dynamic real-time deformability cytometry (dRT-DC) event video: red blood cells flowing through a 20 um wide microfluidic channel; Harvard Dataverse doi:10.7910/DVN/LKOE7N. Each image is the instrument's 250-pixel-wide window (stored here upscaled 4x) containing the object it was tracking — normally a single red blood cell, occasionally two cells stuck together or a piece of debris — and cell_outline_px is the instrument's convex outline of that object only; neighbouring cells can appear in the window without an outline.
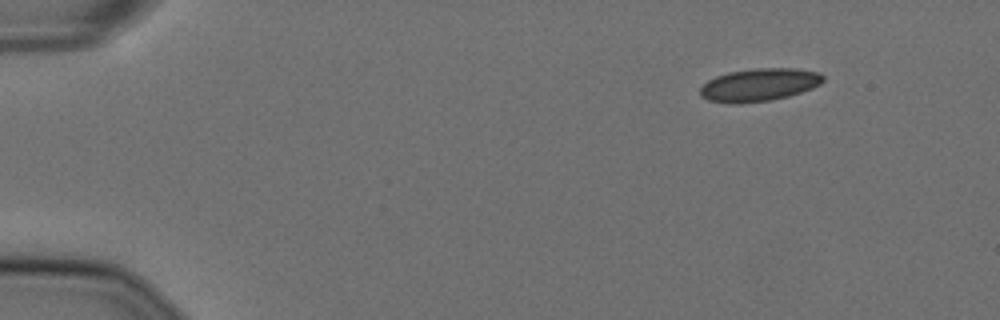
{"species": "Egyptian fruit bat (a non-hibernating species)", "species_latin": "Rousettus aegyptiacus", "temperature_condition": "cold", "stored_images_in_passage": 11, "camera_frame_rate_fps": 3000, "um_per_image_px": 0.085, "animal": {"sex": "female"}, "frame": {"image": 1, "passage_image": 1, "time_ms": 0.0, "image_size_px": [1000, 320], "cell_outline_px": [[824, 80], [820, 84], [812, 88], [788, 96], [772, 100], [740, 104], [728, 104], [708, 100], [700, 96], [700, 88], [708, 80], [716, 76], [728, 72], [756, 68], [792, 68], [820, 72], [824, 76]], "centroid_in_image_um": [64.51, 7.22], "position_along_channel_um": 20.5, "area_um2": 23.7}}